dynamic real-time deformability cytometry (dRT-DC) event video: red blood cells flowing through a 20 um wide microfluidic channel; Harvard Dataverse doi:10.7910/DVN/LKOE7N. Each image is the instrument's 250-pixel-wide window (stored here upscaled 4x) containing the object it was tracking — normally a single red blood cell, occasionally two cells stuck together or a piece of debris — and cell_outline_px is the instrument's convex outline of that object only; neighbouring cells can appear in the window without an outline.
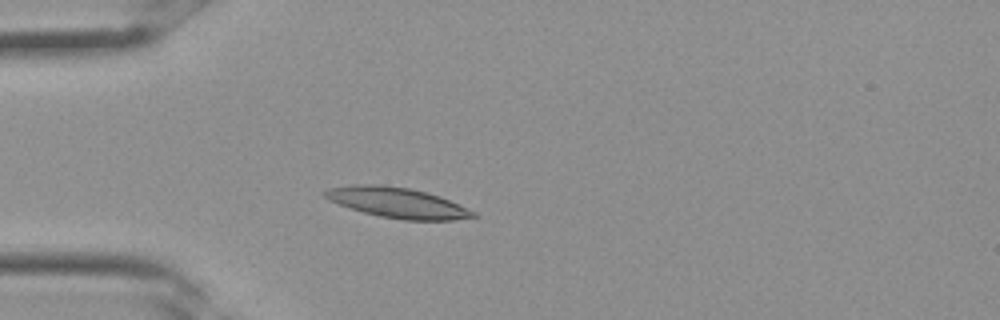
{"species": "Egyptian fruit bat (a non-hibernating species)", "species_latin": "Rousettus aegyptiacus", "temperature_condition": "room temperature", "stored_images_in_passage": 6, "camera_frame_rate_fps": 3000, "um_per_image_px": 0.085, "frame": {"image": 1, "passage_image": 3, "time_ms": 0.667, "image_size_px": [1000, 320], "cell_outline_px": [[480, 216], [452, 220], [404, 220], [380, 216], [364, 212], [328, 200], [320, 192], [328, 188], [352, 184], [380, 184], [408, 188], [440, 196], [476, 212]], "centroid_in_image_um": [33.76, 17.22], "position_along_channel_um": 51.2, "area_um2": 26.13}}
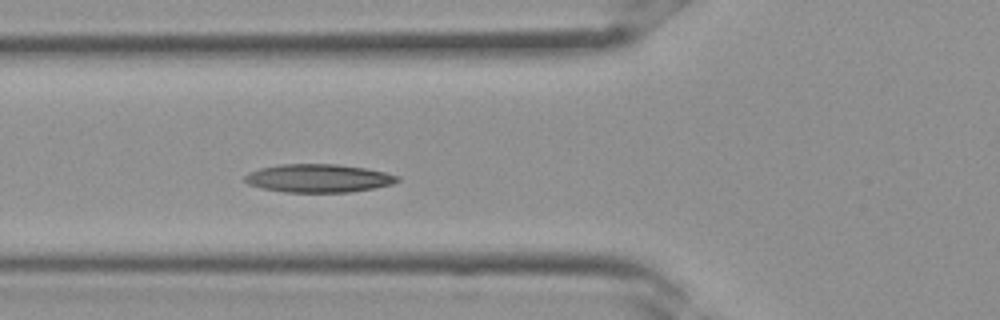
{"frame": {"image": 2, "passage_image": 6, "time_ms": 1.667, "image_size_px": [1000, 320], "cell_outline_px": [[400, 180], [392, 184], [372, 188], [348, 192], [284, 192], [264, 188], [248, 184], [244, 180], [244, 176], [248, 172], [260, 168], [280, 164], [336, 164], [364, 168], [384, 172], [400, 176]], "centroid_in_image_um": [27.05, 15.14], "position_along_channel_um": 98.8, "area_um2": 24.97}}